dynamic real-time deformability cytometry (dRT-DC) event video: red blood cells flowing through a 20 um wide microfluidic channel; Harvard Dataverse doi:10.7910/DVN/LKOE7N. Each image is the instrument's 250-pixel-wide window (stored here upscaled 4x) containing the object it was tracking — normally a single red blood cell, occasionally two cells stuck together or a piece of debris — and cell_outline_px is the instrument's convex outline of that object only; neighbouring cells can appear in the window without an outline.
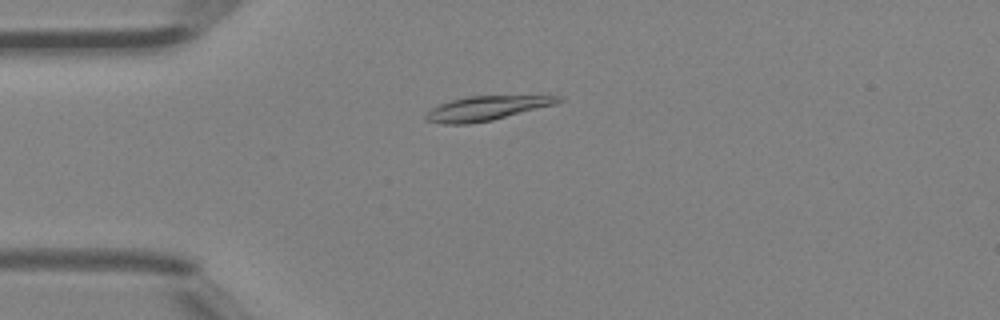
{"species": "Egyptian fruit bat (a non-hibernating species)", "species_latin": "Rousettus aegyptiacus", "temperature_condition": "room temperature", "stored_images_in_passage": 44, "camera_frame_rate_fps": 3000, "um_per_image_px": 0.085, "animal": {"sex": "female"}, "frame": {"image": 1, "passage_image": 10, "time_ms": 3.0, "image_size_px": [1000, 320], "cell_outline_px": [[564, 100], [556, 104], [492, 120], [468, 124], [444, 124], [424, 120], [424, 116], [432, 108], [440, 104], [452, 100], [468, 96], [564, 96]], "centroid_in_image_um": [41.35, 9.2], "position_along_channel_um": 43.6, "area_um2": 18.61}}
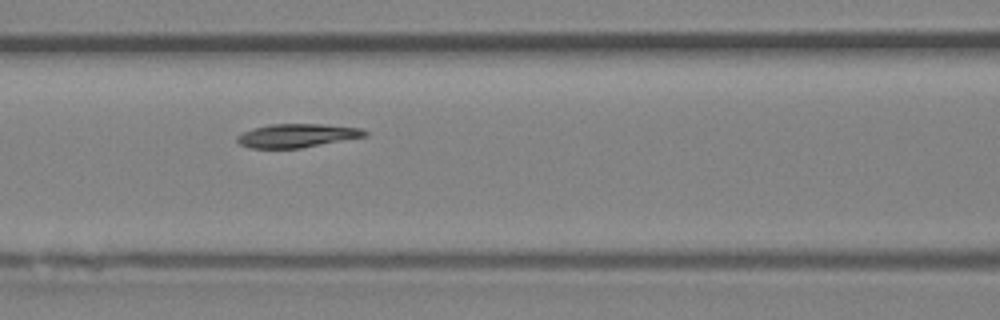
{"frame": {"image": 2, "passage_image": 18, "time_ms": 5.667, "image_size_px": [1000, 320], "cell_outline_px": [[368, 136], [300, 148], [248, 148], [240, 144], [236, 140], [236, 136], [252, 128], [272, 124], [324, 124], [360, 128], [368, 132]], "centroid_in_image_um": [25.24, 11.52], "position_along_channel_um": 141.4, "area_um2": 17.57}}
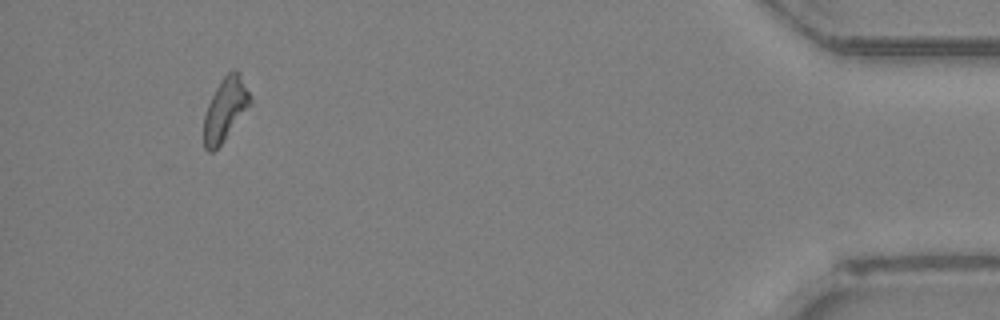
{"frame": {"image": 3, "passage_image": 41, "time_ms": 13.333, "image_size_px": [1000, 320], "cell_outline_px": [[252, 104], [224, 140], [212, 152], [208, 152], [204, 148], [204, 116], [208, 104], [220, 80], [232, 68], [236, 68], [240, 72], [252, 100]], "centroid_in_image_um": [19.16, 9.26], "position_along_channel_um": 416.0, "area_um2": 17.05}, "authors_computed_cell_mechanics": {"area_um2": 18.1492, "velocity_mm_per_s": 4.486, "shape_relaxation_time_tau1_ms": 6.7196, "shape_relaxation_time_tau2_ms": 7.9252, "deformation_change_tau1": 0.1585, "deformation_change_tau2": 0.1035}}